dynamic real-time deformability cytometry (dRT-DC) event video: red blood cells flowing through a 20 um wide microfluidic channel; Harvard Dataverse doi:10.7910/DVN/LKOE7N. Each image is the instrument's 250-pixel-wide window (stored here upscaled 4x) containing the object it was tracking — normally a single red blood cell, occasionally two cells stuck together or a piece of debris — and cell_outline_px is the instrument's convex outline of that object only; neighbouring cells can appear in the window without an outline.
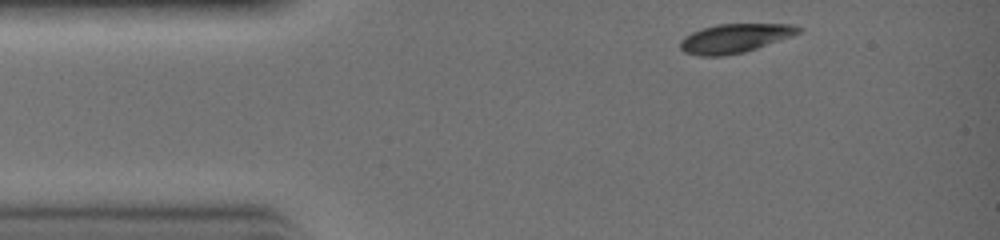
{"species": "common noctule bat (a hibernating species)", "species_latin": "Nyctalus noctula", "temperature_condition": "warm", "stored_images_in_passage": 25, "camera_frame_rate_fps": 3000, "um_per_image_px": 0.085, "animal": {"sex": "female", "body_mass_g": 19.0, "forearm_length_mm": 51.5}, "frame": {"image": 1, "passage_image": 1, "time_ms": 0.0, "image_size_px": [1000, 240], "cell_outline_px": [[804, 28], [800, 32], [792, 36], [744, 52], [720, 56], [700, 56], [684, 52], [680, 48], [680, 40], [684, 36], [692, 32], [716, 24], [792, 24]], "centroid_in_image_um": [62.45, 3.25], "position_along_channel_um": 22.5, "area_um2": 19.88}}
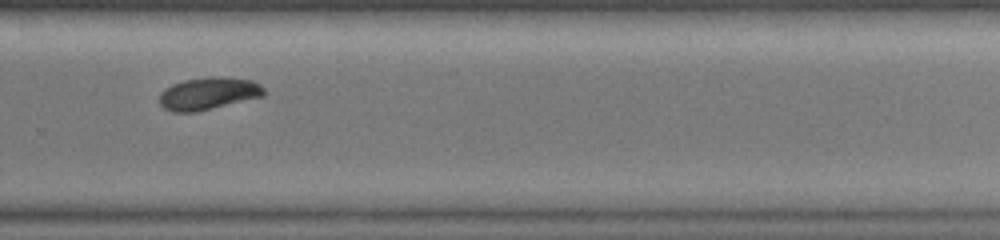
{"frame": {"image": 2, "passage_image": 18, "time_ms": 5.667, "image_size_px": [1000, 240], "cell_outline_px": [[264, 96], [196, 112], [172, 112], [164, 108], [160, 104], [160, 92], [164, 88], [172, 84], [184, 80], [212, 76], [224, 76], [252, 80], [260, 84], [264, 88]], "centroid_in_image_um": [17.71, 7.94], "position_along_channel_um": 312.1, "area_um2": 19.88}}
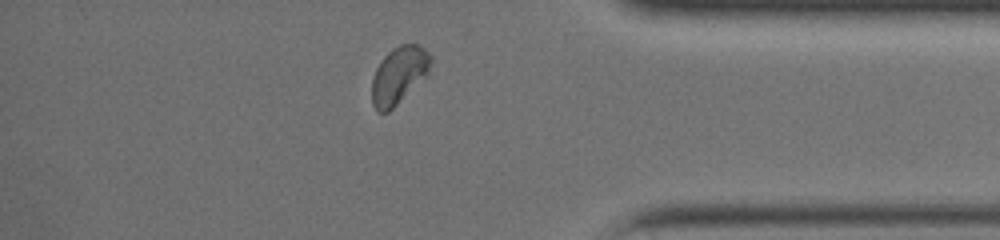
{"frame": {"image": 3, "passage_image": 23, "time_ms": 7.333, "image_size_px": [1000, 240], "cell_outline_px": [[432, 60], [428, 76], [388, 112], [376, 112], [372, 104], [372, 76], [380, 60], [392, 48], [400, 44], [416, 44], [424, 48], [432, 56]], "centroid_in_image_um": [33.91, 6.39], "position_along_channel_um": 401.3, "area_um2": 19.94}}